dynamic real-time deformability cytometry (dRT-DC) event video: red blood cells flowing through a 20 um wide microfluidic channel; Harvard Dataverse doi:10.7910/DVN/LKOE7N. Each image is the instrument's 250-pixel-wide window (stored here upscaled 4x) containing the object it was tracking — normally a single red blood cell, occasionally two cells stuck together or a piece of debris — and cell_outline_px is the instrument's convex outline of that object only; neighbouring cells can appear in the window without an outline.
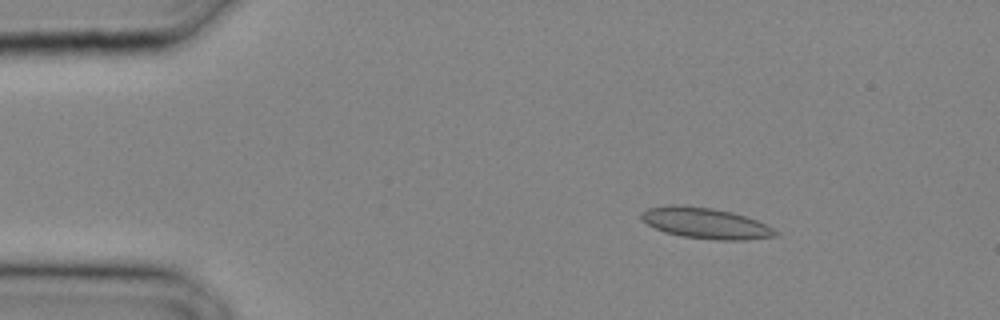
{"species": "common noctule bat (a hibernating species)", "species_latin": "Nyctalus noctula", "temperature_condition": "cold", "stored_images_in_passage": 30, "camera_frame_rate_fps": 3000, "um_per_image_px": 0.085, "animal": {"sex": "male", "body_mass_g": 20.4}, "frame": {"image": 1, "passage_image": 5, "time_ms": 1.333, "image_size_px": [1000, 320], "cell_outline_px": [[780, 236], [748, 240], [716, 240], [680, 236], [664, 232], [648, 224], [640, 216], [640, 212], [648, 208], [668, 204], [680, 204], [712, 208], [732, 212], [756, 220], [780, 232]], "centroid_in_image_um": [59.98, 18.97], "position_along_channel_um": 25.0, "area_um2": 24.33}}
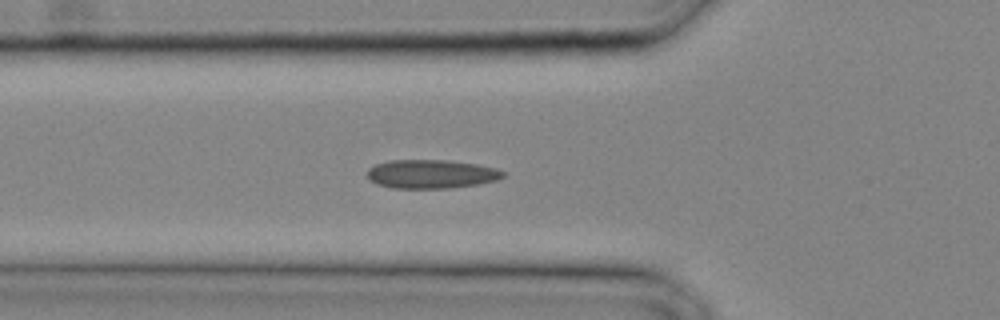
{"frame": {"image": 2, "passage_image": 11, "time_ms": 3.333, "image_size_px": [1000, 320], "cell_outline_px": [[504, 176], [496, 180], [476, 184], [448, 188], [392, 188], [376, 184], [368, 176], [368, 168], [376, 164], [388, 160], [448, 160], [476, 164], [496, 168], [504, 172]], "centroid_in_image_um": [36.63, 14.78], "position_along_channel_um": 89.2, "area_um2": 22.6}}
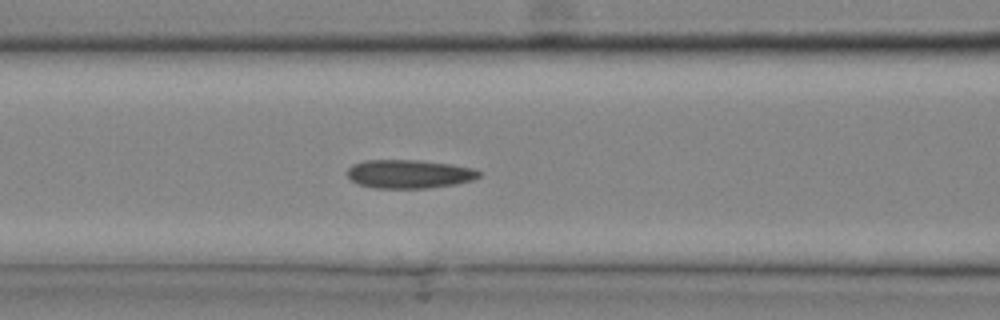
{"frame": {"image": 3, "passage_image": 13, "time_ms": 4.0, "image_size_px": [1000, 320], "cell_outline_px": [[480, 176], [472, 180], [456, 184], [428, 188], [376, 188], [360, 184], [352, 180], [348, 176], [348, 168], [352, 164], [364, 160], [416, 160], [452, 164], [472, 168], [480, 172]], "centroid_in_image_um": [34.78, 14.78], "position_along_channel_um": 131.8, "area_um2": 21.85}}